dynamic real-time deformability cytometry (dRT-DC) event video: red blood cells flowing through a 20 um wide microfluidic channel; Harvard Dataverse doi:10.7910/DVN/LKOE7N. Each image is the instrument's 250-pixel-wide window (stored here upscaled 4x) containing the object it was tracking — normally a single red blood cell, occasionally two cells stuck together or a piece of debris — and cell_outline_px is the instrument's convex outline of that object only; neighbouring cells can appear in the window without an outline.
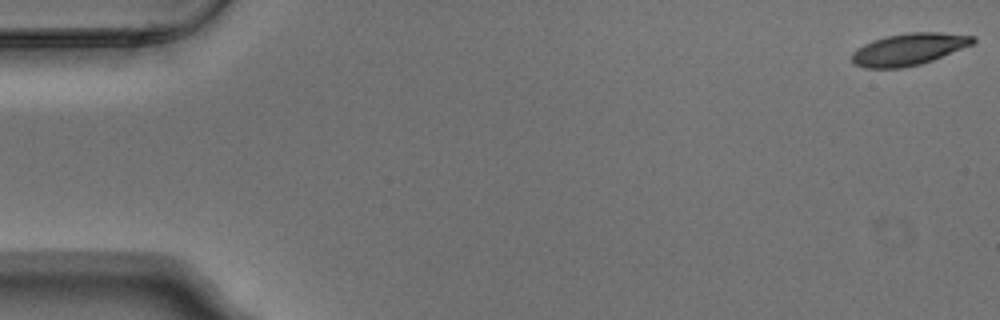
{"species": "Egyptian fruit bat (a non-hibernating species)", "species_latin": "Rousettus aegyptiacus", "temperature_condition": "warm", "stored_images_in_passage": 5, "camera_frame_rate_fps": 3000, "um_per_image_px": 0.085, "animal": {"sex": "male"}, "frame": {"image": 1, "passage_image": 1, "time_ms": 0.0, "image_size_px": [1000, 320], "cell_outline_px": [[976, 40], [972, 44], [932, 60], [920, 64], [900, 68], [864, 68], [852, 64], [852, 52], [856, 48], [872, 40], [884, 36], [908, 32], [940, 32], [976, 36]], "centroid_in_image_um": [77.2, 4.18], "position_along_channel_um": 7.8, "area_um2": 22.6}}
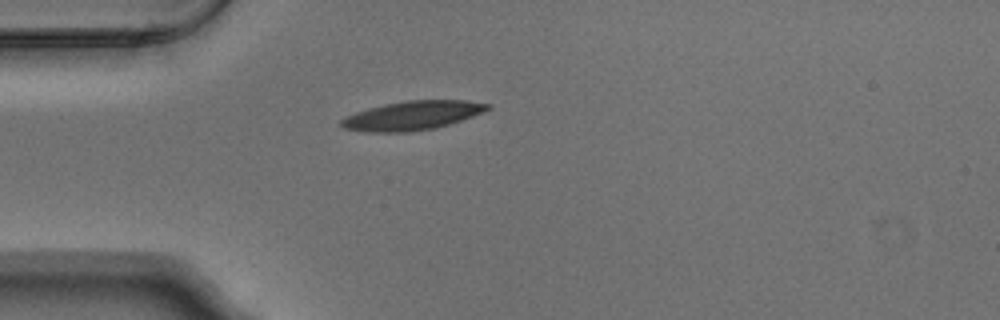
{"frame": {"image": 2, "passage_image": 5, "time_ms": 1.333, "image_size_px": [1000, 320], "cell_outline_px": [[492, 108], [484, 112], [436, 128], [408, 132], [364, 132], [344, 128], [340, 124], [340, 120], [356, 112], [368, 108], [384, 104], [408, 100], [468, 100], [492, 104]], "centroid_in_image_um": [35.08, 9.81], "position_along_channel_um": 49.9, "area_um2": 24.74}}